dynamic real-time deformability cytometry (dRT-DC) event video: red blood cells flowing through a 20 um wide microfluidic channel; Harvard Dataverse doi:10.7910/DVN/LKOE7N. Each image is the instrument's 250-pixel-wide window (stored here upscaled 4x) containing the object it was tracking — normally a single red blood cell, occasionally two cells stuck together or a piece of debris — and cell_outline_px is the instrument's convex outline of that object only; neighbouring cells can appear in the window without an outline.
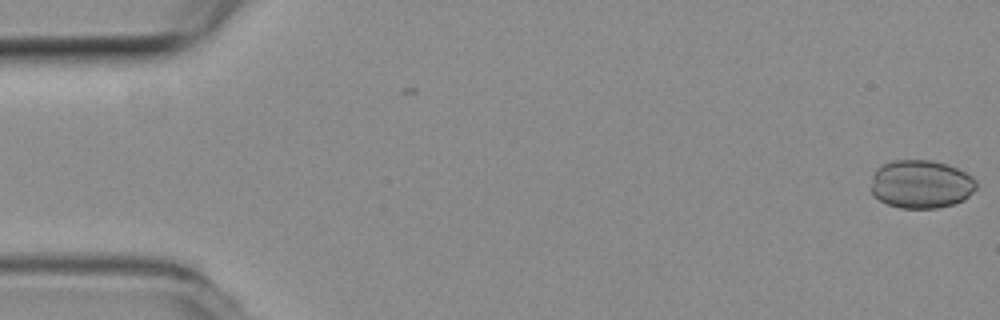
{"species": "common noctule bat (a hibernating species)", "species_latin": "Nyctalus noctula", "temperature_condition": "room temperature", "stored_images_in_passage": 7, "camera_frame_rate_fps": 3000, "um_per_image_px": 0.085, "animal": {"sex": "female", "body_mass_g": 19.3, "forearm_length_mm": 54.1}, "frame": {"image": 1, "passage_image": 1, "time_ms": 0.0, "image_size_px": [1000, 320], "cell_outline_px": [[976, 188], [964, 200], [956, 204], [936, 208], [900, 208], [888, 204], [880, 200], [872, 192], [872, 176], [876, 168], [892, 160], [932, 160], [956, 168], [972, 176], [976, 180]], "centroid_in_image_um": [78.29, 15.66], "position_along_channel_um": 6.7, "area_um2": 29.59}}
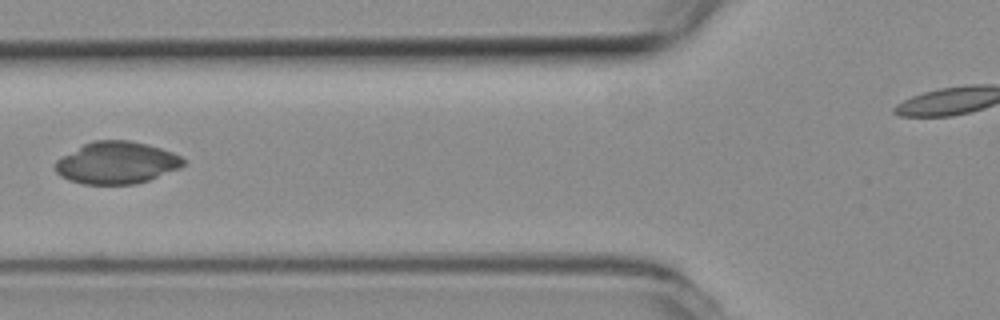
{"frame": {"image": 2, "passage_image": 6, "time_ms": 1.667, "image_size_px": [1000, 320], "cell_outline_px": [[188, 160], [180, 168], [148, 180], [136, 184], [84, 184], [68, 180], [60, 176], [56, 172], [56, 160], [84, 144], [96, 140], [128, 140], [160, 148], [172, 152]], "centroid_in_image_um": [9.93, 13.84], "position_along_channel_um": 115.9, "area_um2": 31.21}}
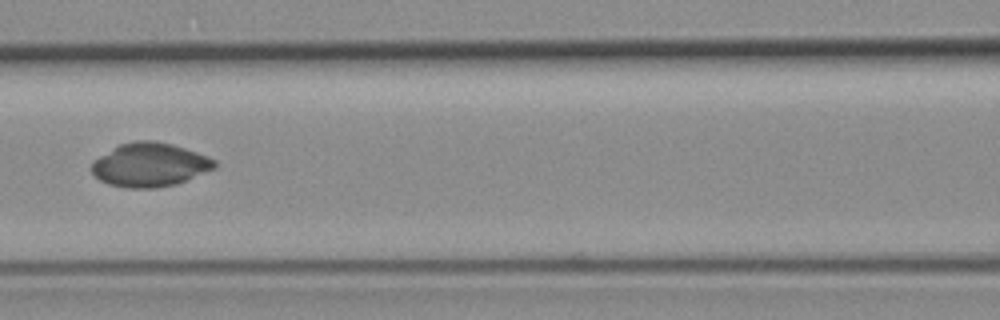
{"frame": {"image": 3, "passage_image": 7, "time_ms": 2.0, "image_size_px": [1000, 320], "cell_outline_px": [[216, 168], [176, 184], [156, 188], [124, 188], [108, 184], [100, 180], [92, 172], [92, 164], [100, 156], [112, 148], [120, 144], [132, 140], [152, 140], [172, 144], [196, 152], [216, 160]], "centroid_in_image_um": [12.73, 14.01], "position_along_channel_um": 153.9, "area_um2": 31.27}}